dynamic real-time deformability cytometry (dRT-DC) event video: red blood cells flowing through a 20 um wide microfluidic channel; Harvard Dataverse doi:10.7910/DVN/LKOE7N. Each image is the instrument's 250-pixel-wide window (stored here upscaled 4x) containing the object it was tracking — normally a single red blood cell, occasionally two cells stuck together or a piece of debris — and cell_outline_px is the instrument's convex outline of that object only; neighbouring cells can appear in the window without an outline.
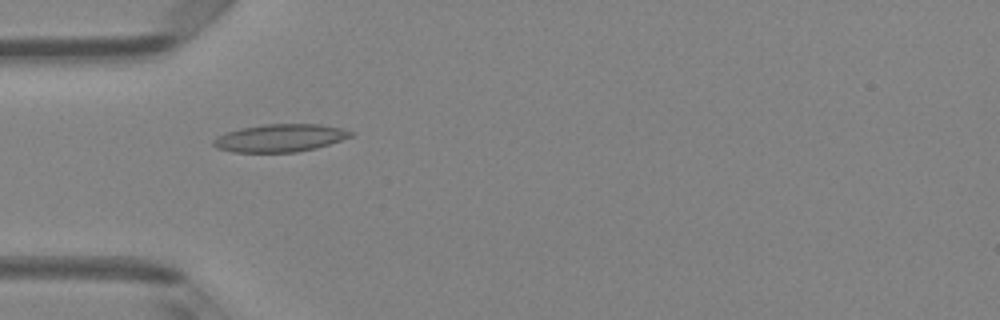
{"species": "Egyptian fruit bat (a non-hibernating species)", "species_latin": "Rousettus aegyptiacus", "temperature_condition": "room temperature", "stored_images_in_passage": 6, "camera_frame_rate_fps": 3000, "um_per_image_px": 0.085, "animal": {"sex": "female"}, "frame": {"image": 1, "passage_image": 5, "time_ms": 4.667, "image_size_px": [1000, 320], "cell_outline_px": [[352, 136], [316, 148], [296, 152], [232, 152], [216, 148], [212, 144], [212, 140], [216, 136], [240, 128], [264, 124], [320, 124], [340, 128], [352, 132]], "centroid_in_image_um": [23.75, 11.73], "position_along_channel_um": 61.3, "area_um2": 22.08}}
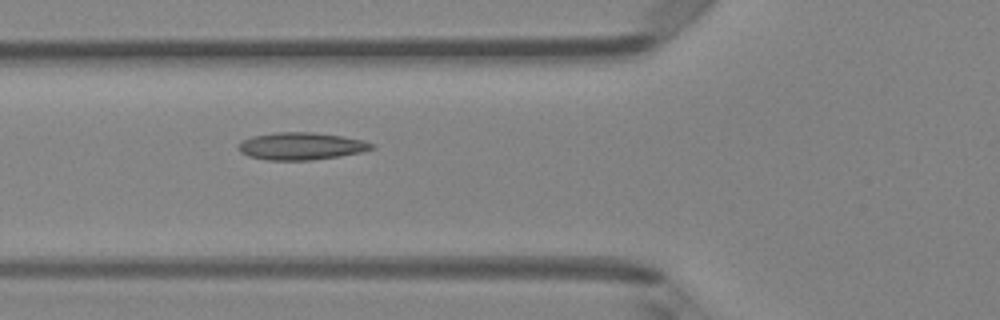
{"frame": {"image": 2, "passage_image": 6, "time_ms": 5.667, "image_size_px": [1000, 320], "cell_outline_px": [[376, 148], [360, 152], [340, 156], [312, 160], [268, 160], [248, 156], [240, 152], [236, 148], [244, 140], [252, 136], [276, 132], [312, 132], [340, 136], [364, 140], [376, 144]], "centroid_in_image_um": [25.62, 12.42], "position_along_channel_um": 100.2, "area_um2": 21.27}}